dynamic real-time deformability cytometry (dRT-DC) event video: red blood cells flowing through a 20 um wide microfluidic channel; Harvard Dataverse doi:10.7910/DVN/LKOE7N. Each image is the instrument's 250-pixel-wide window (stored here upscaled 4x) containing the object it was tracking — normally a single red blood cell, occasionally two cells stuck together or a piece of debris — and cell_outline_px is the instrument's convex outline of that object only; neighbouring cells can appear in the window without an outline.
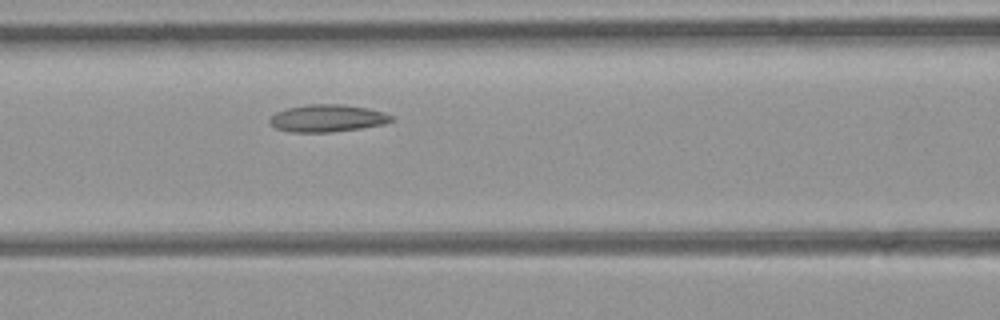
{"species": "common noctule bat (a hibernating species)", "species_latin": "Nyctalus noctula", "temperature_condition": "room temperature", "stored_images_in_passage": 7, "camera_frame_rate_fps": 3000, "um_per_image_px": 0.085, "animal": {"sex": "female", "body_mass_g": 21.9}, "frame": {"image": 1, "passage_image": 7, "time_ms": 2.0, "image_size_px": [1000, 320], "cell_outline_px": [[392, 120], [384, 124], [360, 128], [332, 132], [292, 132], [276, 128], [268, 120], [276, 112], [288, 108], [308, 104], [340, 104], [368, 108], [384, 112], [392, 116]], "centroid_in_image_um": [27.83, 10.05], "position_along_channel_um": 138.8, "area_um2": 19.19}}